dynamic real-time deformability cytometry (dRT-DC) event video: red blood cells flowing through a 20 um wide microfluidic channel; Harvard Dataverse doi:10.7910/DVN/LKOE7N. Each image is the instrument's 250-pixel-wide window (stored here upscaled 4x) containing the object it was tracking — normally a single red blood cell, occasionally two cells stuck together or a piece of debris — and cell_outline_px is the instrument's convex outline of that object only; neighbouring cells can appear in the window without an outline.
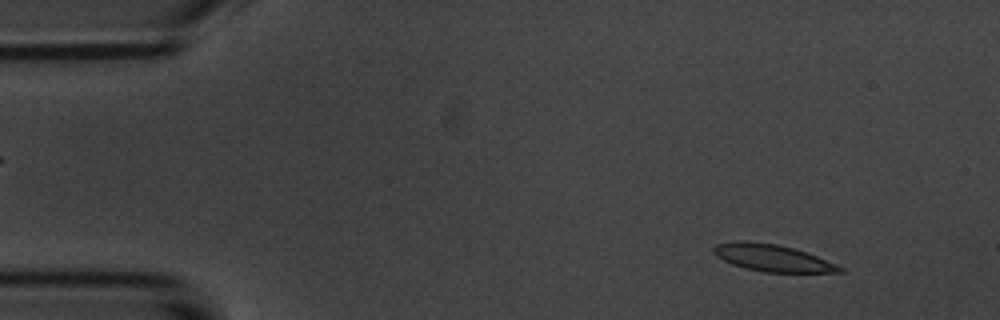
{"species": "common noctule bat (a hibernating species)", "species_latin": "Nyctalus noctula", "temperature_condition": "room temperature", "stored_images_in_passage": 5, "camera_frame_rate_fps": 3000, "um_per_image_px": 0.085, "animal": {"sex": "male", "body_mass_g": 20.1, "forearm_length_mm": 53.5}, "frame": {"image": 1, "passage_image": 1, "time_ms": 0.0, "image_size_px": [1000, 320], "cell_outline_px": [[844, 272], [764, 272], [744, 268], [732, 264], [716, 256], [712, 252], [712, 248], [716, 244], [736, 240], [744, 240], [776, 244], [792, 248], [816, 256], [836, 264], [844, 268]], "centroid_in_image_um": [65.59, 21.91], "position_along_channel_um": 19.4, "area_um2": 19.71}}
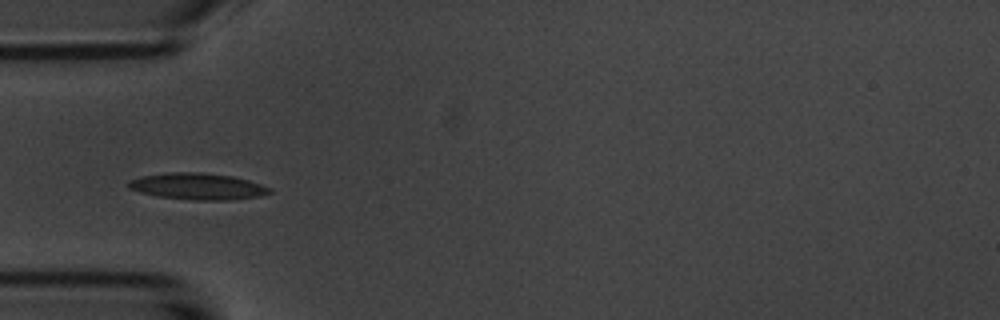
{"frame": {"image": 2, "passage_image": 4, "time_ms": 3.667, "image_size_px": [1000, 320], "cell_outline_px": [[272, 192], [260, 196], [232, 200], [192, 200], [156, 196], [140, 192], [128, 188], [128, 180], [144, 176], [168, 172], [200, 172], [232, 176], [248, 180], [272, 188]], "centroid_in_image_um": [16.81, 15.84], "position_along_channel_um": 68.2, "area_um2": 21.85}}